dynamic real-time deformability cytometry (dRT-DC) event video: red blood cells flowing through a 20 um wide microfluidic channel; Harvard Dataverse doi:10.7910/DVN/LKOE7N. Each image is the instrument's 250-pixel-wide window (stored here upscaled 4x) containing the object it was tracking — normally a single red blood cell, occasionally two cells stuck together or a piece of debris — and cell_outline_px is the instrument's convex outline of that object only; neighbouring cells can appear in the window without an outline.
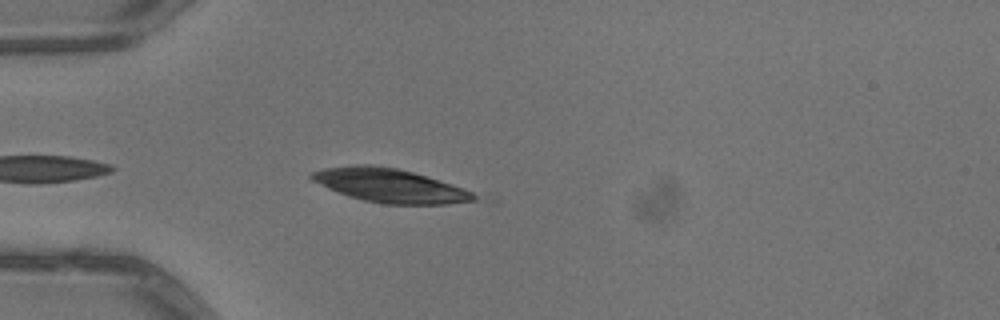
{"species": "common noctule bat (a hibernating species)", "species_latin": "Nyctalus noctula", "temperature_condition": "warm", "stored_images_in_passage": 4, "camera_frame_rate_fps": 3000, "um_per_image_px": 0.085, "animal": {"sex": "male", "body_mass_g": 13.3}, "frame": {"image": 1, "passage_image": 4, "time_ms": 1.0, "image_size_px": [1000, 320], "cell_outline_px": [[476, 200], [448, 204], [384, 204], [364, 200], [348, 196], [328, 188], [312, 180], [308, 176], [312, 172], [324, 168], [352, 164], [372, 164], [396, 168], [412, 172], [440, 180], [464, 188], [472, 192], [476, 196]], "centroid_in_image_um": [33.11, 15.76], "position_along_channel_um": 51.9, "area_um2": 31.85}}